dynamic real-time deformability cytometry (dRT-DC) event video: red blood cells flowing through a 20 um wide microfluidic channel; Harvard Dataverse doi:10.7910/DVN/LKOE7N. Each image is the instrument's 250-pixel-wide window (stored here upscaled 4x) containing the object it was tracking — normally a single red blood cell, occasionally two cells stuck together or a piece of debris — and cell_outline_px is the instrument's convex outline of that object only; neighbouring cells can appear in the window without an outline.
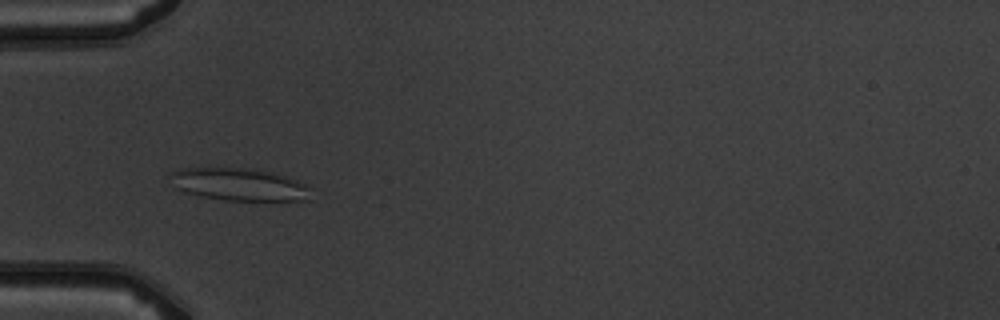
{"species": "common noctule bat (a hibernating species)", "species_latin": "Nyctalus noctula", "temperature_condition": "warm", "stored_images_in_passage": 5, "camera_frame_rate_fps": 3000, "um_per_image_px": 0.085, "animal": {"sex": "male", "body_mass_g": 19.5, "forearm_length_mm": 54.6}, "frame": {"image": 1, "passage_image": 4, "time_ms": 4.333, "image_size_px": [1000, 320], "cell_outline_px": [[312, 188], [308, 200], [224, 200], [200, 196], [184, 192], [176, 188], [168, 176], [168, 172], [184, 168], [256, 168], [288, 176]], "centroid_in_image_um": [20.3, 15.66], "position_along_channel_um": 64.7, "area_um2": 26.88}}
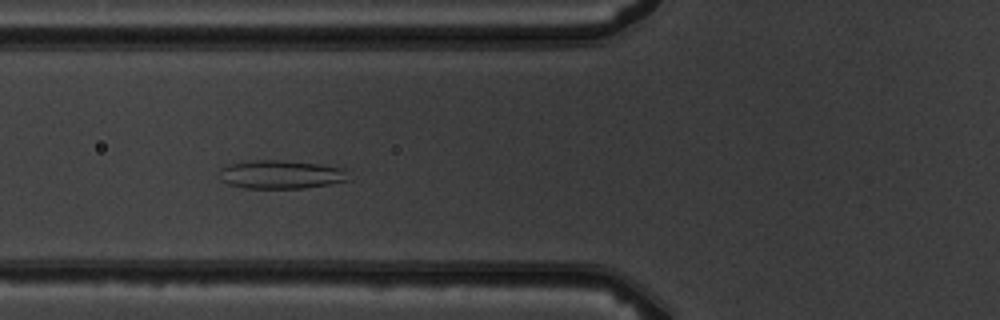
{"frame": {"image": 2, "passage_image": 5, "time_ms": 5.333, "image_size_px": [1000, 320], "cell_outline_px": [[352, 180], [304, 188], [244, 188], [228, 184], [220, 180], [220, 168], [228, 164], [252, 160], [276, 160], [320, 164], [344, 168]], "centroid_in_image_um": [23.88, 14.83], "position_along_channel_um": 101.9, "area_um2": 21.56}}